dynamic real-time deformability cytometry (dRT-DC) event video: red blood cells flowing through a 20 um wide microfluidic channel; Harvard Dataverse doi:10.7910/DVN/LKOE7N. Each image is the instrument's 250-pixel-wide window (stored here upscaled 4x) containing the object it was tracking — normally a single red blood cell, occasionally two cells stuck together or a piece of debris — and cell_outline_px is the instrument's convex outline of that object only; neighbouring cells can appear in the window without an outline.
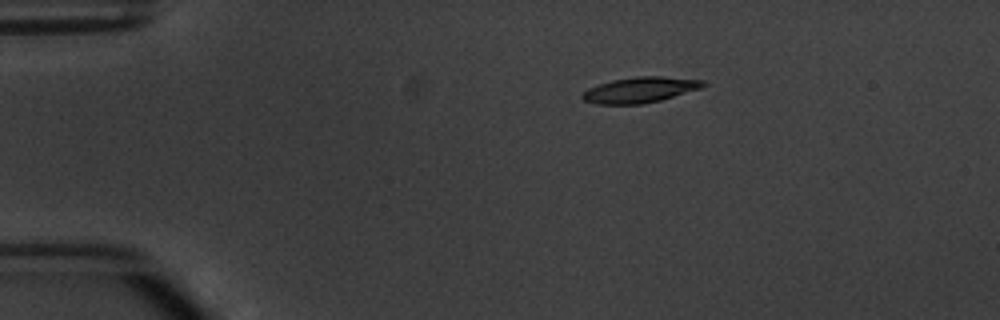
{"species": "common noctule bat (a hibernating species)", "species_latin": "Nyctalus noctula", "temperature_condition": "warm", "stored_images_in_passage": 5, "camera_frame_rate_fps": 3000, "um_per_image_px": 0.085, "animal": {"sex": "male", "body_mass_g": 20.1, "forearm_length_mm": 53.5}, "frame": {"image": 1, "passage_image": 3, "time_ms": 2.333, "image_size_px": [1000, 320], "cell_outline_px": [[708, 84], [700, 88], [660, 100], [640, 104], [596, 104], [584, 100], [580, 96], [588, 88], [612, 80], [636, 76], [660, 76], [704, 80]], "centroid_in_image_um": [54.4, 7.63], "position_along_channel_um": 30.6, "area_um2": 17.86}}
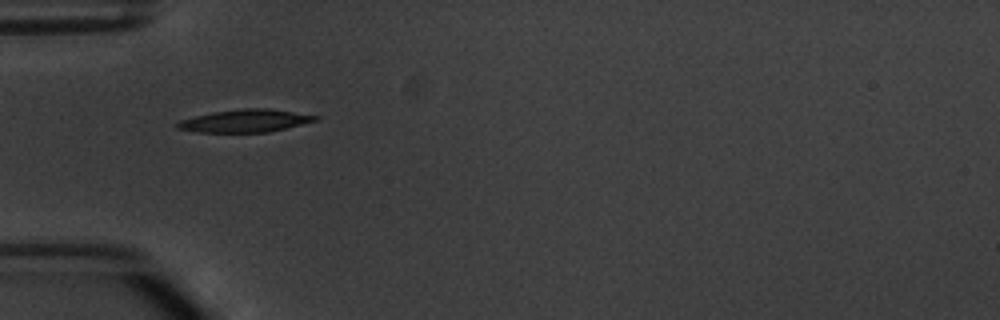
{"frame": {"image": 2, "passage_image": 5, "time_ms": 4.667, "image_size_px": [1000, 320], "cell_outline_px": [[320, 116], [316, 120], [268, 132], [196, 132], [176, 128], [176, 124], [180, 120], [212, 112], [244, 108], [268, 108]], "centroid_in_image_um": [20.8, 10.26], "position_along_channel_um": 64.2, "area_um2": 17.98}}